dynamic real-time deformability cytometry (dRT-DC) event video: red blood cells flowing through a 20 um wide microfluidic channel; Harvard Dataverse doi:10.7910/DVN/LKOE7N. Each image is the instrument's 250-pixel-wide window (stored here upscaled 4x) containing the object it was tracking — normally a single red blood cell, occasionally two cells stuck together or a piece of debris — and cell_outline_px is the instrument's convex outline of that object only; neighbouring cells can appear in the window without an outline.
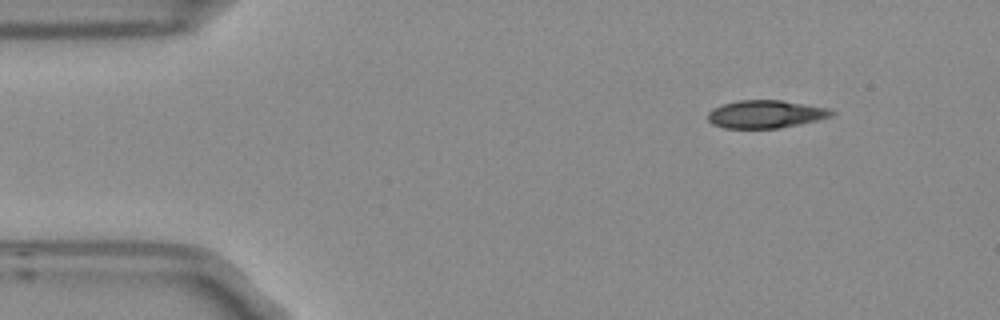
{"species": "Egyptian fruit bat (a non-hibernating species)", "species_latin": "Rousettus aegyptiacus", "temperature_condition": "room temperature", "stored_images_in_passage": 4, "segment_of_instrument_passage": [2, 2], "camera_frame_rate_fps": 3000, "um_per_image_px": 0.085, "frame": {"image": 1, "passage_image": 4, "time_ms": 1.0, "image_size_px": [1000, 320], "cell_outline_px": [[836, 112], [832, 116], [800, 124], [780, 128], [724, 128], [712, 124], [708, 120], [708, 112], [712, 108], [720, 104], [740, 100], [780, 100], [828, 108]], "centroid_in_image_um": [65.04, 9.7], "position_along_channel_um": 20.0, "area_um2": 20.11}}